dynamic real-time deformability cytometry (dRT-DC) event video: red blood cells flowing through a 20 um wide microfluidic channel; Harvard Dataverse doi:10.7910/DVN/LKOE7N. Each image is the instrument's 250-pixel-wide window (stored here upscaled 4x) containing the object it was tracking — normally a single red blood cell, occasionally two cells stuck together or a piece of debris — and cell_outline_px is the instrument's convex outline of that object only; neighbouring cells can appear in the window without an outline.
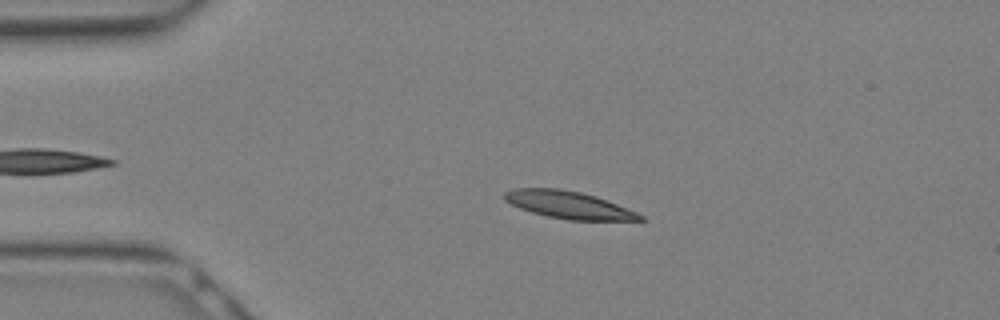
{"species": "Egyptian fruit bat (a non-hibernating species)", "species_latin": "Rousettus aegyptiacus", "temperature_condition": "warm", "stored_images_in_passage": 14, "camera_frame_rate_fps": 3000, "um_per_image_px": 0.085, "animal": {"sex": "female"}, "frame": {"image": 1, "passage_image": 6, "time_ms": 1.667, "image_size_px": [1000, 320], "cell_outline_px": [[644, 220], [568, 220], [548, 216], [532, 212], [520, 208], [504, 200], [504, 192], [512, 188], [560, 188], [580, 192], [596, 196], [608, 200], [636, 212], [644, 216]], "centroid_in_image_um": [48.32, 17.4], "position_along_channel_um": 36.7, "area_um2": 21.56}}
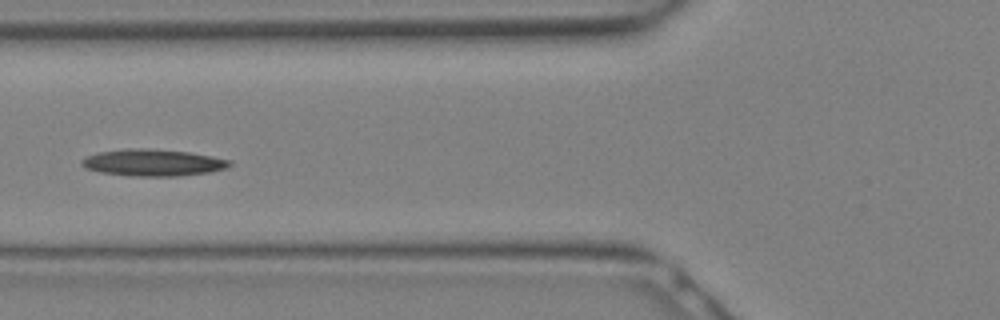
{"frame": {"image": 2, "passage_image": 11, "time_ms": 3.333, "image_size_px": [1000, 320], "cell_outline_px": [[232, 164], [224, 168], [212, 172], [176, 176], [132, 176], [100, 172], [84, 168], [80, 164], [80, 160], [84, 156], [100, 152], [124, 148], [148, 148], [188, 152], [212, 156], [232, 160]], "centroid_in_image_um": [12.96, 13.82], "position_along_channel_um": 112.8, "area_um2": 23.29}}
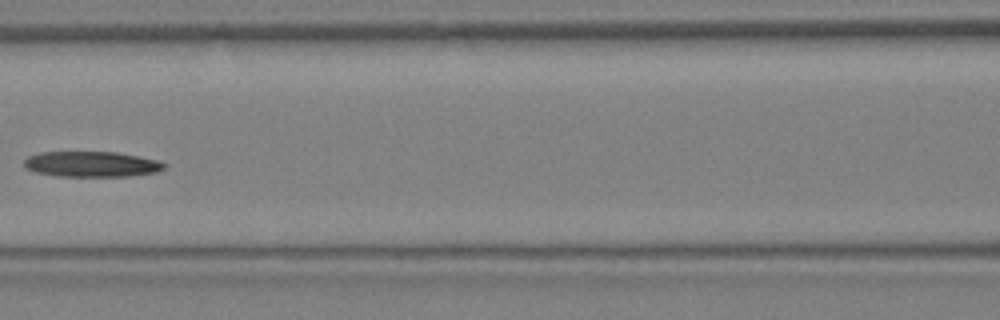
{"frame": {"image": 3, "passage_image": 13, "time_ms": 4.0, "image_size_px": [1000, 320], "cell_outline_px": [[168, 164], [164, 168], [156, 172], [128, 176], [56, 176], [32, 172], [24, 168], [24, 160], [28, 156], [40, 152], [116, 152], [140, 156], [160, 160]], "centroid_in_image_um": [7.77, 13.95], "position_along_channel_um": 158.8, "area_um2": 21.1}}